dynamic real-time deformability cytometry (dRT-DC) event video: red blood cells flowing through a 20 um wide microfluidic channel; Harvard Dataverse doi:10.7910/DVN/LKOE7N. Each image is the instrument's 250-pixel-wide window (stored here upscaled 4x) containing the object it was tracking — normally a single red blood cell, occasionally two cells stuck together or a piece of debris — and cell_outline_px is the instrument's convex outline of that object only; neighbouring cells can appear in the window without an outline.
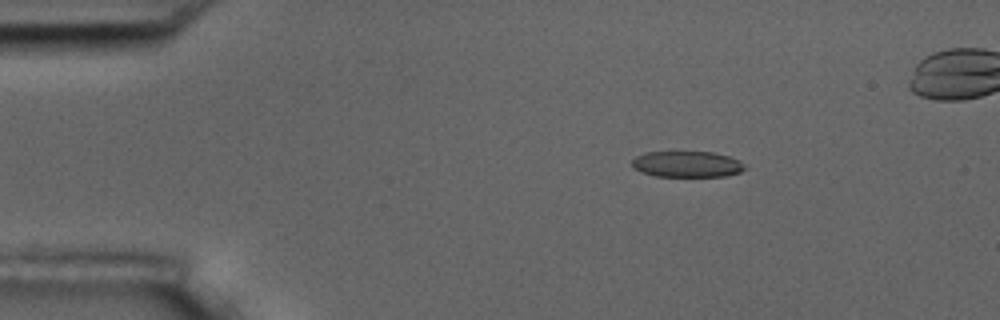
{"species": "common noctule bat (a hibernating species)", "species_latin": "Nyctalus noctula", "temperature_condition": "room temperature", "stored_images_in_passage": 5, "camera_frame_rate_fps": 3000, "um_per_image_px": 0.085, "animal": {"sex": "male", "body_mass_g": 17.5, "forearm_length_mm": 52.3}, "frame": {"image": 1, "passage_image": 2, "time_ms": 1.0, "image_size_px": [1000, 320], "cell_outline_px": [[748, 168], [740, 172], [724, 176], [656, 176], [640, 172], [632, 168], [632, 160], [636, 156], [644, 152], [712, 152], [728, 156], [740, 160]], "centroid_in_image_um": [58.39, 13.95], "position_along_channel_um": 26.6, "area_um2": 17.22}}